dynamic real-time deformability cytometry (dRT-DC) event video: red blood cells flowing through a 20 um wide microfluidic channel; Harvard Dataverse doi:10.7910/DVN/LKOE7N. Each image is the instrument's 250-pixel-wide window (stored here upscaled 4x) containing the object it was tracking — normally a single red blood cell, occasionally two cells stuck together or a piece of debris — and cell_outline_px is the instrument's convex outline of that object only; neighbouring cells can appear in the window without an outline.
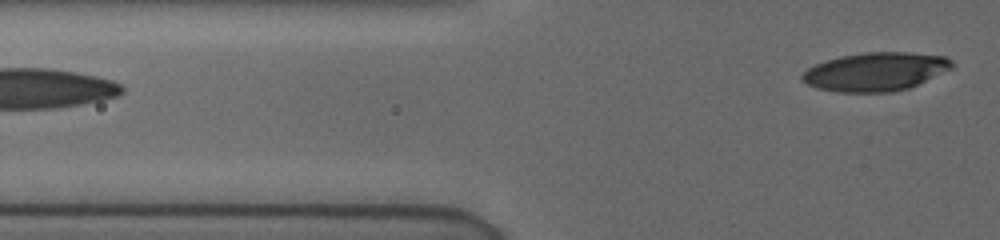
{"species": "human", "species_latin": "Homo sapiens", "temperature_condition": "cold", "stored_images_in_passage": 13, "segment_of_instrument_passage": [2, 2], "camera_frame_rate_fps": 3000, "um_per_image_px": 0.085, "donor": {"sex": "female"}, "frame": {"image": 1, "passage_image": 13, "time_ms": 6.0, "image_size_px": [1000, 240], "cell_outline_px": [[952, 68], [908, 88], [892, 92], [836, 92], [816, 88], [808, 84], [800, 76], [808, 68], [824, 60], [840, 56], [864, 52], [908, 52], [944, 56], [952, 60]], "centroid_in_image_um": [74.39, 6.09], "position_along_channel_um": 51.4, "area_um2": 33.47}}